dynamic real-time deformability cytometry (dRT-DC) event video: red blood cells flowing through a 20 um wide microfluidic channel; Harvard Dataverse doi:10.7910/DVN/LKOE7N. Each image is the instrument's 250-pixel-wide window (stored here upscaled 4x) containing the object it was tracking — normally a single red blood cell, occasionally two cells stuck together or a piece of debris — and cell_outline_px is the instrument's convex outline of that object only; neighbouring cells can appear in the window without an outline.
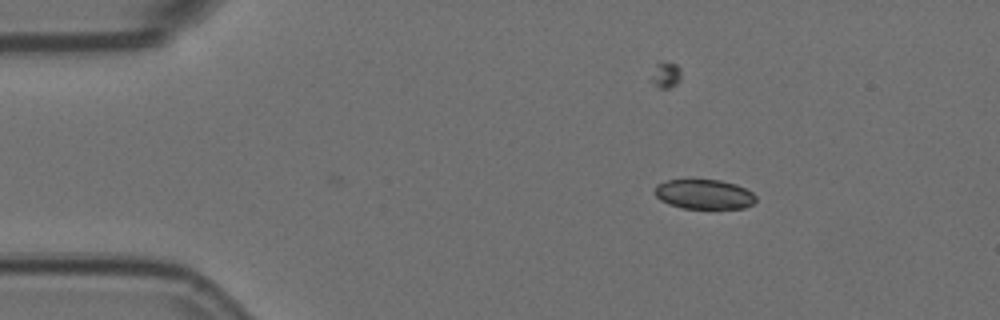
{"species": "Egyptian fruit bat (a non-hibernating species)", "species_latin": "Rousettus aegyptiacus", "temperature_condition": "room temperature", "stored_images_in_passage": 4, "camera_frame_rate_fps": 3000, "um_per_image_px": 0.085, "animal": {"sex": "female"}, "frame": {"image": 1, "passage_image": 4, "time_ms": 1.0, "image_size_px": [1000, 320], "cell_outline_px": [[756, 200], [752, 204], [744, 208], [684, 208], [668, 204], [660, 200], [656, 196], [656, 184], [668, 180], [720, 180], [736, 184], [752, 192], [756, 196]], "centroid_in_image_um": [59.86, 16.51], "position_along_channel_um": 25.1, "area_um2": 17.34}}